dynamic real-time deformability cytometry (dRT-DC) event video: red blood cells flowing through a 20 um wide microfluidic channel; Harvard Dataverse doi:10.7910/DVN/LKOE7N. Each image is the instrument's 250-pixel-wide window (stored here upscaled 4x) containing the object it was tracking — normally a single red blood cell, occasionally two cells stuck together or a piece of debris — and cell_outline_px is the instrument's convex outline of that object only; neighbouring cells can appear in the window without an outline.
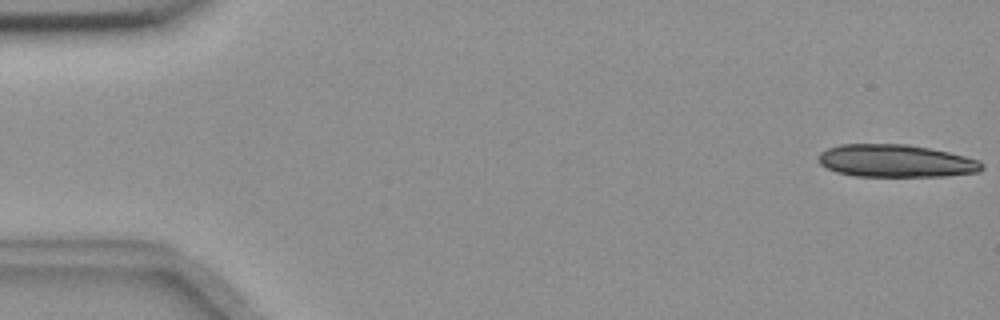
{"species": "common noctule bat (a hibernating species)", "species_latin": "Nyctalus noctula", "temperature_condition": "room temperature", "stored_images_in_passage": 16, "camera_frame_rate_fps": 3000, "um_per_image_px": 0.085, "animal": {"sex": "female", "body_mass_g": 18.4}, "frame": {"image": 1, "passage_image": 1, "time_ms": 0.0, "image_size_px": [1000, 320], "cell_outline_px": [[984, 168], [980, 172], [948, 176], [852, 176], [836, 172], [820, 164], [820, 152], [828, 148], [840, 144], [904, 144], [928, 148], [948, 152], [980, 160], [984, 164]], "centroid_in_image_um": [76.18, 13.68], "position_along_channel_um": 8.8, "area_um2": 31.1}}